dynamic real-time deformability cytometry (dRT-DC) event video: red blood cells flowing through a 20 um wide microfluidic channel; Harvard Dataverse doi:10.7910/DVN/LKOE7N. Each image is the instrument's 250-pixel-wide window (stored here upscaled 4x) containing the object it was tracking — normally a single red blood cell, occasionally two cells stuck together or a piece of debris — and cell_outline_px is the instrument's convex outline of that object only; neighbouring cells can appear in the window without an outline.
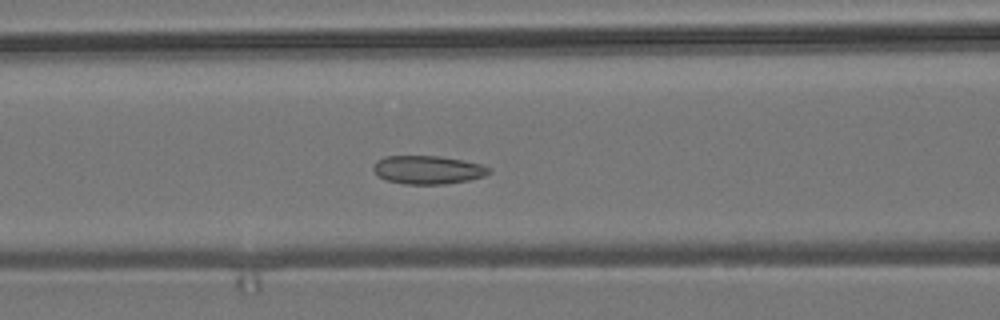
{"species": "common noctule bat (a hibernating species)", "species_latin": "Nyctalus noctula", "temperature_condition": "room temperature", "stored_images_in_passage": 46, "camera_frame_rate_fps": 3000, "um_per_image_px": 0.085, "animal": {"sex": "male", "body_mass_g": 19.2, "forearm_length_mm": 51.8}, "frame": {"image": 1, "passage_image": 23, "time_ms": 7.333, "image_size_px": [1000, 320], "cell_outline_px": [[492, 172], [484, 176], [468, 180], [444, 184], [404, 184], [388, 180], [380, 176], [372, 168], [376, 160], [384, 156], [440, 156], [464, 160], [480, 164], [492, 168]], "centroid_in_image_um": [36.4, 14.42], "position_along_channel_um": 130.2, "area_um2": 19.13}}
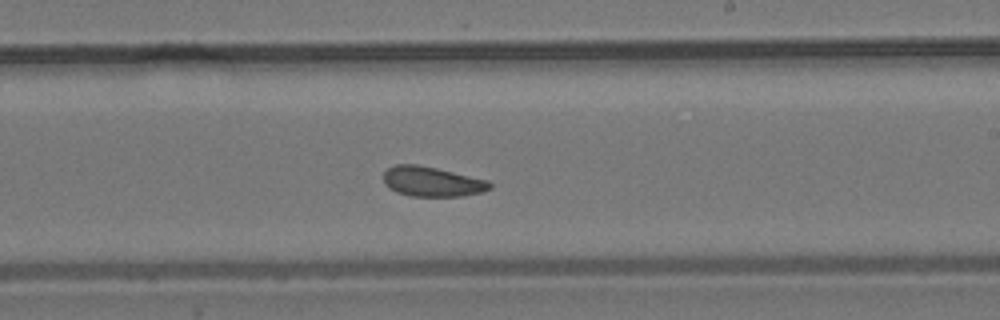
{"frame": {"image": 2, "passage_image": 33, "time_ms": 10.667, "image_size_px": [1000, 320], "cell_outline_px": [[492, 188], [480, 192], [464, 196], [412, 196], [396, 192], [388, 188], [384, 184], [384, 172], [388, 168], [396, 164], [416, 164], [436, 168], [488, 180], [492, 184]], "centroid_in_image_um": [36.71, 15.44], "position_along_channel_um": 252.3, "area_um2": 18.5}}
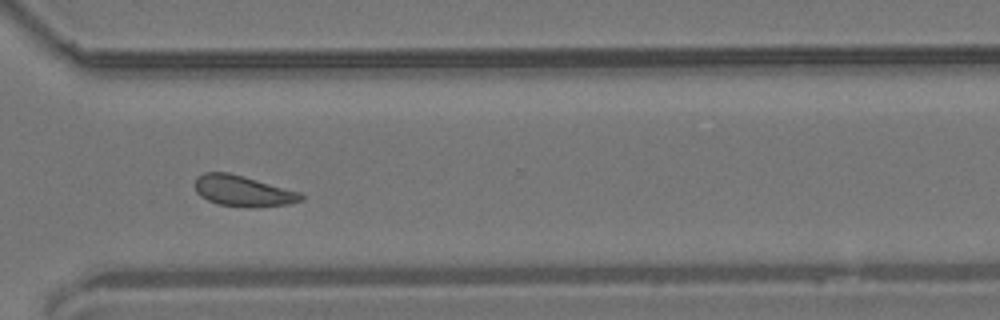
{"frame": {"image": 3, "passage_image": 41, "time_ms": 13.333, "image_size_px": [1000, 320], "cell_outline_px": [[304, 200], [288, 204], [216, 204], [200, 196], [196, 192], [196, 176], [204, 172], [228, 172], [244, 176], [300, 192], [304, 196]], "centroid_in_image_um": [20.61, 16.17], "position_along_channel_um": 350.0, "area_um2": 18.15}, "authors_computed_cell_mechanics": {"area_um2": 19.7676, "velocity_mm_per_s": 3.6623, "shape_relaxation_time_tau1_ms": 10.271, "shape_relaxation_time_tau2_ms": 4.717, "deformation_change_tau1": 0.0845, "deformation_change_tau2": 0.103}}